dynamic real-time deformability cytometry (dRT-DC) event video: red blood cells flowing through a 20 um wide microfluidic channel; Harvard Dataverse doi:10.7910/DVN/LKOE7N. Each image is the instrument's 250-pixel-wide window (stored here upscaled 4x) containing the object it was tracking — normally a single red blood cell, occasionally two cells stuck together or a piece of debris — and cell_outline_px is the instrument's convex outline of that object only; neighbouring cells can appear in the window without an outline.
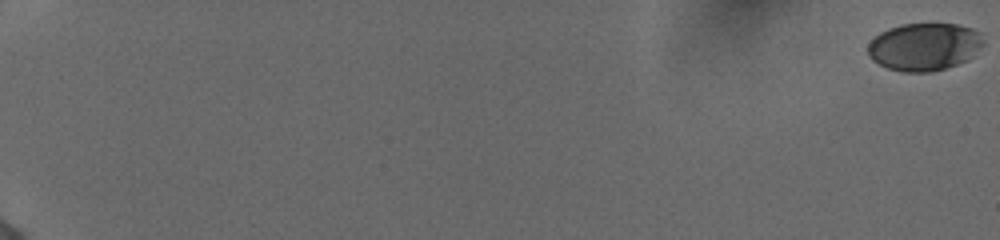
{"species": "human", "species_latin": "Homo sapiens", "temperature_condition": "cold", "stored_images_in_passage": 58, "camera_frame_rate_fps": 3000, "um_per_image_px": 0.085, "donor": {"sex": "female"}, "frame": {"image": 1, "passage_image": 1, "time_ms": 0.0, "image_size_px": [1000, 240], "cell_outline_px": [[984, 44], [968, 60], [932, 72], [900, 72], [888, 68], [872, 60], [868, 56], [868, 44], [880, 32], [888, 28], [900, 24], [956, 24], [972, 28], [980, 32], [984, 40]], "centroid_in_image_um": [78.57, 3.97], "position_along_channel_um": 6.4, "area_um2": 32.19}}
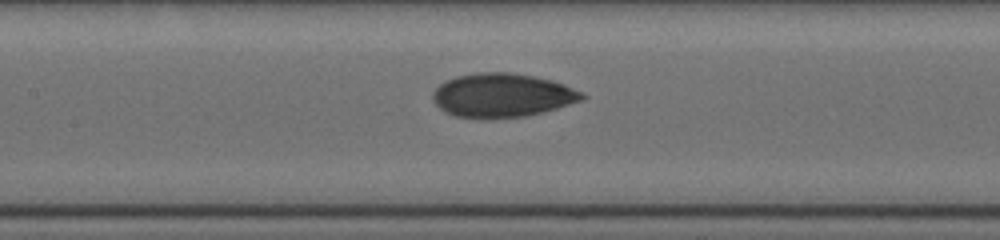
{"frame": {"image": 2, "passage_image": 32, "time_ms": 10.333, "image_size_px": [1000, 240], "cell_outline_px": [[588, 96], [584, 100], [556, 108], [524, 116], [480, 120], [456, 116], [444, 112], [432, 100], [432, 92], [440, 84], [456, 76], [476, 72], [512, 72], [552, 80], [564, 84], [584, 92]], "centroid_in_image_um": [42.68, 8.11], "position_along_channel_um": 164.7, "area_um2": 38.55}}
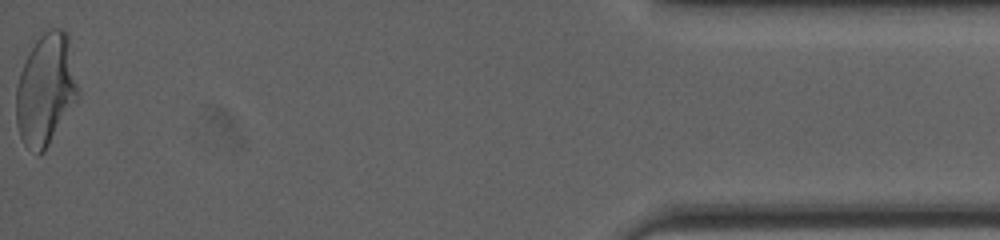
{"frame": {"image": 3, "passage_image": 58, "time_ms": 19.0, "image_size_px": [1000, 240], "cell_outline_px": [[80, 96], [44, 152], [40, 152], [24, 144], [20, 136], [16, 124], [16, 84], [20, 72], [28, 52], [36, 40], [44, 32], [52, 28], [60, 28], [68, 32]], "centroid_in_image_um": [3.9, 7.57], "position_along_channel_um": 431.3, "area_um2": 40.34}, "authors_computed_cell_mechanics": {"area_um2": 36.414, "velocity_mm_per_s": 3.894, "shape_relaxation_time_tau1_ms": 4.624, "shape_relaxation_time_tau2_ms": 1.1182, "deformation_change_tau1": 0.1493, "deformation_change_tau2": 0.0511}}